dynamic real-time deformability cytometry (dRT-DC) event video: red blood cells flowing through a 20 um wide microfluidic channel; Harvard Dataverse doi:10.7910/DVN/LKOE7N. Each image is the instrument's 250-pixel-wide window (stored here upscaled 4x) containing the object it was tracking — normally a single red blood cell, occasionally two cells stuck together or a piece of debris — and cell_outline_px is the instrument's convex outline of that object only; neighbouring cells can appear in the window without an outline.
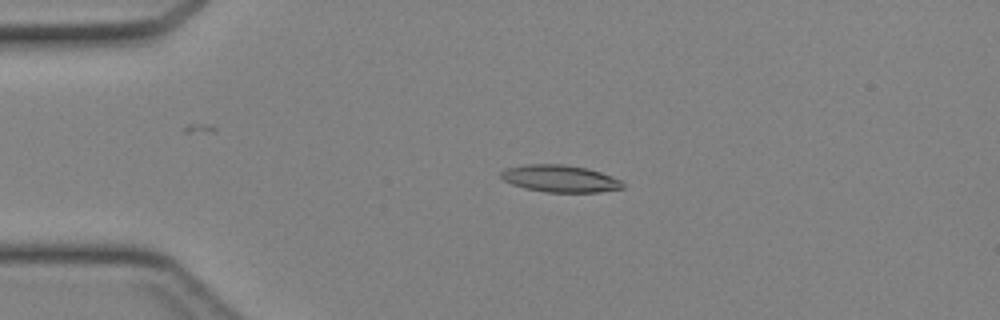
{"species": "Egyptian fruit bat (a non-hibernating species)", "species_latin": "Rousettus aegyptiacus", "temperature_condition": "cold", "stored_images_in_passage": 35, "camera_frame_rate_fps": 3000, "um_per_image_px": 0.085, "animal": {"sex": "female"}, "frame": {"image": 1, "passage_image": 1, "time_ms": 0.0, "image_size_px": [1000, 320], "cell_outline_px": [[624, 188], [600, 192], [548, 192], [524, 188], [512, 184], [504, 180], [500, 176], [500, 172], [508, 168], [524, 164], [564, 164], [588, 168], [600, 172], [620, 180], [624, 184]], "centroid_in_image_um": [47.6, 15.18], "position_along_channel_um": 37.4, "area_um2": 19.19}}
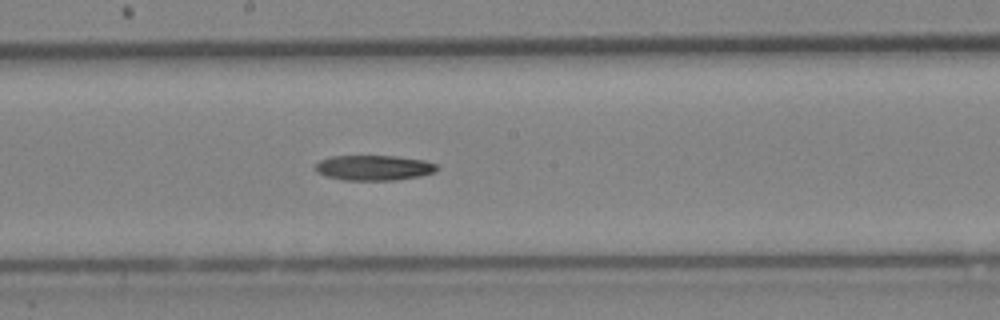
{"frame": {"image": 2, "passage_image": 15, "time_ms": 4.667, "image_size_px": [1000, 320], "cell_outline_px": [[440, 168], [436, 172], [420, 176], [396, 180], [344, 180], [328, 176], [316, 172], [316, 164], [320, 160], [332, 156], [396, 156], [424, 160], [436, 164]], "centroid_in_image_um": [31.82, 14.26], "position_along_channel_um": 216.4, "area_um2": 17.86}}
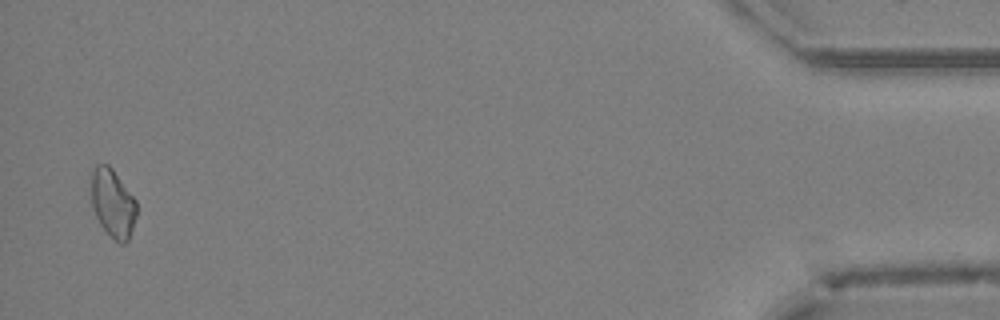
{"frame": {"image": 3, "passage_image": 34, "time_ms": 11.0, "image_size_px": [1000, 320], "cell_outline_px": [[136, 216], [128, 240], [124, 244], [120, 244], [100, 224], [96, 216], [92, 204], [92, 168], [96, 164], [108, 164], [112, 168], [136, 200]], "centroid_in_image_um": [9.59, 17.25], "position_along_channel_um": 425.6, "area_um2": 17.74}}